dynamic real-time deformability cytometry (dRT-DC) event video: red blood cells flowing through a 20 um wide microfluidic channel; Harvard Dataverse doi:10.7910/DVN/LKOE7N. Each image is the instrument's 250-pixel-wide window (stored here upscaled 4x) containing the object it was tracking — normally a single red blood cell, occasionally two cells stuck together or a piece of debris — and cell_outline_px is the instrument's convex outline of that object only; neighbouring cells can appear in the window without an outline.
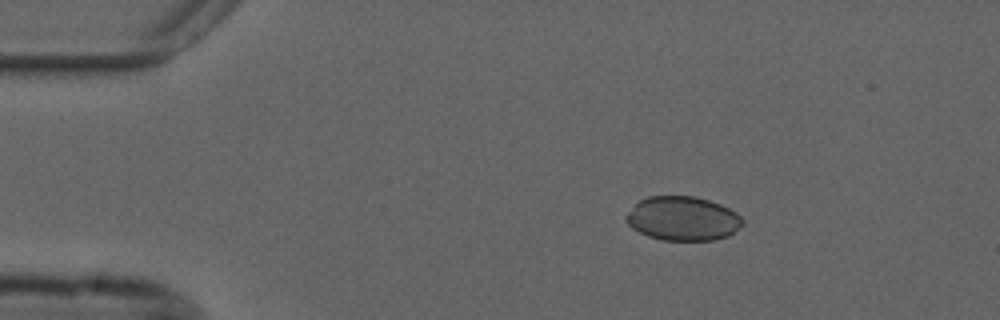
{"species": "common noctule bat (a hibernating species)", "species_latin": "Nyctalus noctula", "temperature_condition": "cold", "stored_images_in_passage": 11, "camera_frame_rate_fps": 3000, "um_per_image_px": 0.085, "animal": {"sex": "male", "forearm_length_mm": 52.5}, "frame": {"image": 1, "passage_image": 1, "time_ms": 0.0, "image_size_px": [1000, 320], "cell_outline_px": [[744, 224], [728, 236], [712, 240], [660, 240], [648, 236], [632, 228], [624, 220], [624, 216], [640, 200], [648, 196], [696, 196], [720, 204], [736, 212], [744, 220]], "centroid_in_image_um": [58.03, 18.58], "position_along_channel_um": 27.0, "area_um2": 30.0}}